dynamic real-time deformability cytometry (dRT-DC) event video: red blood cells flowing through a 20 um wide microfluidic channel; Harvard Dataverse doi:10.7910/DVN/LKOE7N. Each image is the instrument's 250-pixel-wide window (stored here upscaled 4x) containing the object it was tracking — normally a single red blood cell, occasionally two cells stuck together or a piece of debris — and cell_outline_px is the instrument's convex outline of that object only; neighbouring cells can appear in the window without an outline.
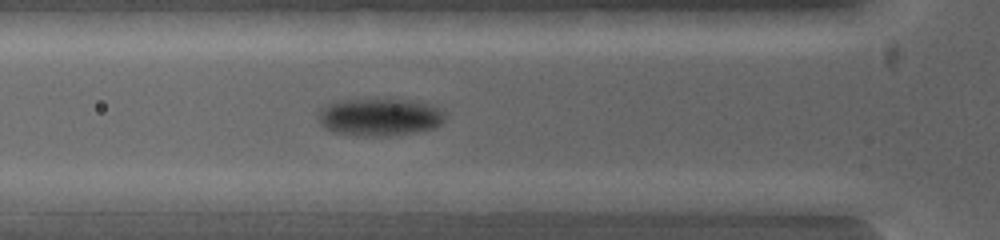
{"species": "common noctule bat (a hibernating species)", "species_latin": "Nyctalus noctula", "temperature_condition": "warm", "stored_images_in_passage": 4, "camera_frame_rate_fps": 5000, "um_per_image_px": 0.085, "animal": {"sex": "female", "body_mass_g": 19.0, "forearm_length_mm": 53.3}, "frame": {"image": 1, "passage_image": 4, "time_ms": 0.4, "image_size_px": [1000, 240], "cell_outline_px": [[784, 216], [772, 216], [616, 208], [616, 200], [640, 192], [764, 192], [784, 200]], "centroid_in_image_um": [60.05, 17.23], "position_along_channel_um": 65.7, "area_um2": 23.35}}